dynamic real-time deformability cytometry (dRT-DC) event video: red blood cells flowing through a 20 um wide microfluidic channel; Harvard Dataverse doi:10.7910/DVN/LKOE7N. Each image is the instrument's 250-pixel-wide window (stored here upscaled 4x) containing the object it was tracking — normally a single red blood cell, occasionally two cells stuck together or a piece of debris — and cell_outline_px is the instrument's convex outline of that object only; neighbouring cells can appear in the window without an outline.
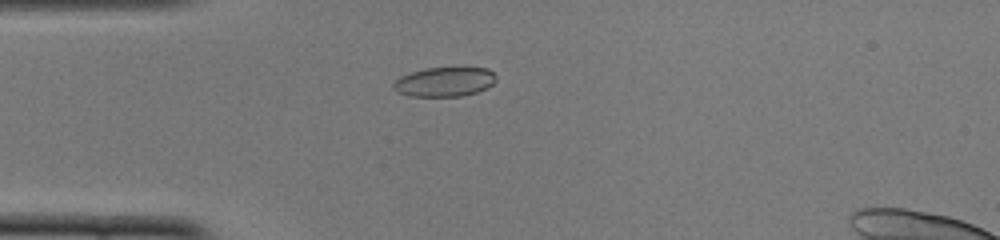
{"species": "common noctule bat (a hibernating species)", "species_latin": "Nyctalus noctula", "temperature_condition": "cold", "stored_images_in_passage": 51, "camera_frame_rate_fps": 3000, "um_per_image_px": 0.085, "animal": {"sex": "female", "body_mass_g": 22.0, "forearm_length_mm": 56.7}, "frame": {"image": 1, "passage_image": 13, "time_ms": 4.0, "image_size_px": [1000, 240], "cell_outline_px": [[496, 80], [488, 88], [476, 92], [460, 96], [408, 96], [396, 92], [392, 88], [392, 84], [400, 76], [412, 72], [428, 68], [488, 68], [496, 76]], "centroid_in_image_um": [37.76, 6.96], "position_along_channel_um": 47.2, "area_um2": 17.57}}
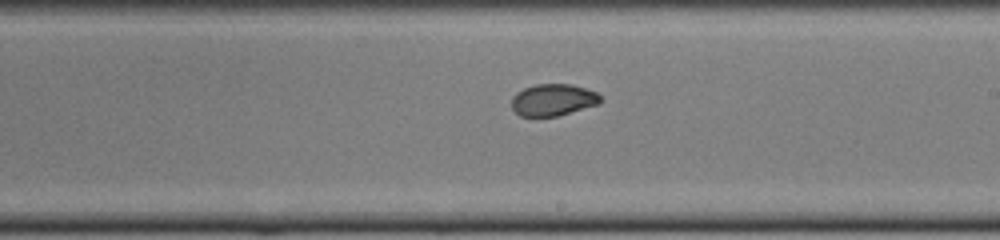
{"frame": {"image": 2, "passage_image": 29, "time_ms": 9.333, "image_size_px": [1000, 240], "cell_outline_px": [[600, 104], [556, 116], [520, 116], [512, 108], [512, 96], [516, 92], [524, 88], [536, 84], [572, 84], [596, 92], [600, 96]], "centroid_in_image_um": [47.0, 8.48], "position_along_channel_um": 242.0, "area_um2": 16.42}}
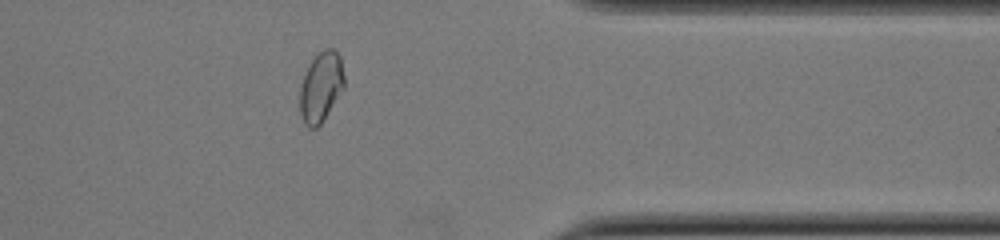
{"frame": {"image": 3, "passage_image": 41, "time_ms": 13.333, "image_size_px": [1000, 240], "cell_outline_px": [[344, 88], [320, 124], [316, 128], [308, 128], [304, 124], [300, 116], [300, 88], [304, 76], [312, 60], [324, 48], [332, 48], [340, 56], [344, 76]], "centroid_in_image_um": [27.28, 7.41], "position_along_channel_um": 384.1, "area_um2": 17.86}, "authors_computed_cell_mechanics": {"area_um2": 17.8024, "velocity_mm_per_s": 3.8967, "shape_relaxation_time_tau1_ms": 7.3356, "shape_relaxation_time_tau2_ms": 1.4877, "deformation_change_tau1": 0.1735, "deformation_change_tau2": 0.0442}}